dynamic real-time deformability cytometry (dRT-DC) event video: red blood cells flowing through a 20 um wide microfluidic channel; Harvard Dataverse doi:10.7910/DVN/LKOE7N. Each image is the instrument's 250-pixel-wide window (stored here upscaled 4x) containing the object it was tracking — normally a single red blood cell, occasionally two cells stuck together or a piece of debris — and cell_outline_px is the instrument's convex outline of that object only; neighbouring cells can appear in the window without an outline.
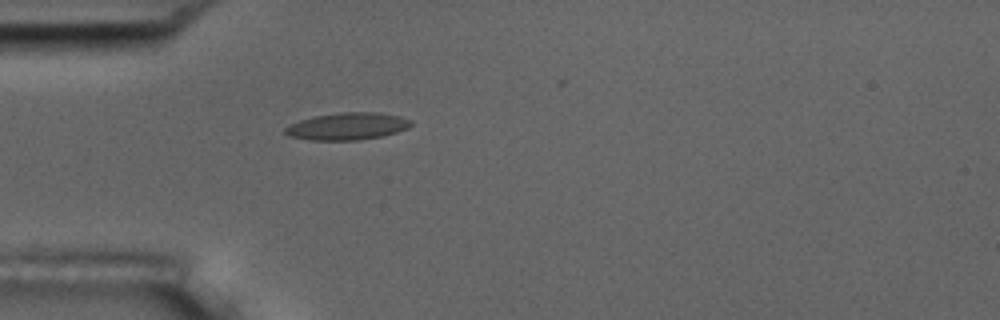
{"species": "common noctule bat (a hibernating species)", "species_latin": "Nyctalus noctula", "temperature_condition": "room temperature", "stored_images_in_passage": 5, "camera_frame_rate_fps": 3000, "um_per_image_px": 0.085, "animal": {"sex": "male", "body_mass_g": 17.5, "forearm_length_mm": 52.3}, "frame": {"image": 1, "passage_image": 5, "time_ms": 5.333, "image_size_px": [1000, 320], "cell_outline_px": [[412, 124], [408, 128], [396, 132], [380, 136], [356, 140], [312, 140], [288, 136], [284, 132], [284, 128], [288, 124], [312, 116], [340, 112], [380, 112], [400, 116], [412, 120]], "centroid_in_image_um": [29.5, 10.72], "position_along_channel_um": 55.5, "area_um2": 20.06}}